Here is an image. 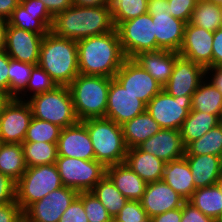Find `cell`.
I'll return each mask as SVG.
<instances>
[{
    "instance_id": "9f6ffc18",
    "label": "cell",
    "mask_w": 222,
    "mask_h": 222,
    "mask_svg": "<svg viewBox=\"0 0 222 222\" xmlns=\"http://www.w3.org/2000/svg\"><path fill=\"white\" fill-rule=\"evenodd\" d=\"M155 12H166L170 14L168 10V0H148L147 13L152 16Z\"/></svg>"
},
{
    "instance_id": "5b68a950",
    "label": "cell",
    "mask_w": 222,
    "mask_h": 222,
    "mask_svg": "<svg viewBox=\"0 0 222 222\" xmlns=\"http://www.w3.org/2000/svg\"><path fill=\"white\" fill-rule=\"evenodd\" d=\"M89 133L95 160L105 167L123 163L128 151L122 126L106 117L82 121Z\"/></svg>"
},
{
    "instance_id": "7a4b0ae2",
    "label": "cell",
    "mask_w": 222,
    "mask_h": 222,
    "mask_svg": "<svg viewBox=\"0 0 222 222\" xmlns=\"http://www.w3.org/2000/svg\"><path fill=\"white\" fill-rule=\"evenodd\" d=\"M115 29L108 5L83 7L73 5L53 18L51 30L56 36L78 41L109 33Z\"/></svg>"
},
{
    "instance_id": "cb8c5ba5",
    "label": "cell",
    "mask_w": 222,
    "mask_h": 222,
    "mask_svg": "<svg viewBox=\"0 0 222 222\" xmlns=\"http://www.w3.org/2000/svg\"><path fill=\"white\" fill-rule=\"evenodd\" d=\"M190 167L195 188L215 185L222 173V157L215 155H184Z\"/></svg>"
},
{
    "instance_id": "11a10c76",
    "label": "cell",
    "mask_w": 222,
    "mask_h": 222,
    "mask_svg": "<svg viewBox=\"0 0 222 222\" xmlns=\"http://www.w3.org/2000/svg\"><path fill=\"white\" fill-rule=\"evenodd\" d=\"M20 0H0V18L8 20Z\"/></svg>"
},
{
    "instance_id": "681fc988",
    "label": "cell",
    "mask_w": 222,
    "mask_h": 222,
    "mask_svg": "<svg viewBox=\"0 0 222 222\" xmlns=\"http://www.w3.org/2000/svg\"><path fill=\"white\" fill-rule=\"evenodd\" d=\"M222 66V27L213 32L212 67Z\"/></svg>"
},
{
    "instance_id": "3957f363",
    "label": "cell",
    "mask_w": 222,
    "mask_h": 222,
    "mask_svg": "<svg viewBox=\"0 0 222 222\" xmlns=\"http://www.w3.org/2000/svg\"><path fill=\"white\" fill-rule=\"evenodd\" d=\"M38 65L58 86H68L79 75L77 42L49 31L40 45Z\"/></svg>"
},
{
    "instance_id": "03108f58",
    "label": "cell",
    "mask_w": 222,
    "mask_h": 222,
    "mask_svg": "<svg viewBox=\"0 0 222 222\" xmlns=\"http://www.w3.org/2000/svg\"><path fill=\"white\" fill-rule=\"evenodd\" d=\"M2 144H3V142H2V139H1V136H0V147H1Z\"/></svg>"
},
{
    "instance_id": "6f0895ef",
    "label": "cell",
    "mask_w": 222,
    "mask_h": 222,
    "mask_svg": "<svg viewBox=\"0 0 222 222\" xmlns=\"http://www.w3.org/2000/svg\"><path fill=\"white\" fill-rule=\"evenodd\" d=\"M108 1L109 0H73V4L83 7H96L108 5Z\"/></svg>"
},
{
    "instance_id": "816d5d0a",
    "label": "cell",
    "mask_w": 222,
    "mask_h": 222,
    "mask_svg": "<svg viewBox=\"0 0 222 222\" xmlns=\"http://www.w3.org/2000/svg\"><path fill=\"white\" fill-rule=\"evenodd\" d=\"M182 207L169 210L150 218V222H181Z\"/></svg>"
},
{
    "instance_id": "be15d7a7",
    "label": "cell",
    "mask_w": 222,
    "mask_h": 222,
    "mask_svg": "<svg viewBox=\"0 0 222 222\" xmlns=\"http://www.w3.org/2000/svg\"><path fill=\"white\" fill-rule=\"evenodd\" d=\"M219 120H220V123L222 124V110H221V113H220V116H219Z\"/></svg>"
},
{
    "instance_id": "8fae6325",
    "label": "cell",
    "mask_w": 222,
    "mask_h": 222,
    "mask_svg": "<svg viewBox=\"0 0 222 222\" xmlns=\"http://www.w3.org/2000/svg\"><path fill=\"white\" fill-rule=\"evenodd\" d=\"M77 196L76 190L62 186L31 204L23 212L24 222H58Z\"/></svg>"
},
{
    "instance_id": "836d02e7",
    "label": "cell",
    "mask_w": 222,
    "mask_h": 222,
    "mask_svg": "<svg viewBox=\"0 0 222 222\" xmlns=\"http://www.w3.org/2000/svg\"><path fill=\"white\" fill-rule=\"evenodd\" d=\"M22 147L27 167L54 164L58 157L57 143L23 142Z\"/></svg>"
},
{
    "instance_id": "6da1fadb",
    "label": "cell",
    "mask_w": 222,
    "mask_h": 222,
    "mask_svg": "<svg viewBox=\"0 0 222 222\" xmlns=\"http://www.w3.org/2000/svg\"><path fill=\"white\" fill-rule=\"evenodd\" d=\"M76 42L79 74L114 78L126 60L116 28Z\"/></svg>"
},
{
    "instance_id": "db71d44e",
    "label": "cell",
    "mask_w": 222,
    "mask_h": 222,
    "mask_svg": "<svg viewBox=\"0 0 222 222\" xmlns=\"http://www.w3.org/2000/svg\"><path fill=\"white\" fill-rule=\"evenodd\" d=\"M20 4L31 14H50L41 0H20Z\"/></svg>"
},
{
    "instance_id": "ac0fdd59",
    "label": "cell",
    "mask_w": 222,
    "mask_h": 222,
    "mask_svg": "<svg viewBox=\"0 0 222 222\" xmlns=\"http://www.w3.org/2000/svg\"><path fill=\"white\" fill-rule=\"evenodd\" d=\"M212 44L213 32L188 22L178 53L205 68L212 67Z\"/></svg>"
},
{
    "instance_id": "f5cc1de1",
    "label": "cell",
    "mask_w": 222,
    "mask_h": 222,
    "mask_svg": "<svg viewBox=\"0 0 222 222\" xmlns=\"http://www.w3.org/2000/svg\"><path fill=\"white\" fill-rule=\"evenodd\" d=\"M206 79L222 93V66L207 67Z\"/></svg>"
},
{
    "instance_id": "484cf974",
    "label": "cell",
    "mask_w": 222,
    "mask_h": 222,
    "mask_svg": "<svg viewBox=\"0 0 222 222\" xmlns=\"http://www.w3.org/2000/svg\"><path fill=\"white\" fill-rule=\"evenodd\" d=\"M161 180L186 201L191 198L196 190L192 173L185 157L166 163Z\"/></svg>"
},
{
    "instance_id": "52a82bcc",
    "label": "cell",
    "mask_w": 222,
    "mask_h": 222,
    "mask_svg": "<svg viewBox=\"0 0 222 222\" xmlns=\"http://www.w3.org/2000/svg\"><path fill=\"white\" fill-rule=\"evenodd\" d=\"M56 164L27 167L16 182V203L24 212L31 204L62 187Z\"/></svg>"
},
{
    "instance_id": "ee69618b",
    "label": "cell",
    "mask_w": 222,
    "mask_h": 222,
    "mask_svg": "<svg viewBox=\"0 0 222 222\" xmlns=\"http://www.w3.org/2000/svg\"><path fill=\"white\" fill-rule=\"evenodd\" d=\"M58 222H89L83 208V201L77 196Z\"/></svg>"
},
{
    "instance_id": "9a60e30c",
    "label": "cell",
    "mask_w": 222,
    "mask_h": 222,
    "mask_svg": "<svg viewBox=\"0 0 222 222\" xmlns=\"http://www.w3.org/2000/svg\"><path fill=\"white\" fill-rule=\"evenodd\" d=\"M146 104L112 78L108 92V102L105 117L118 125L133 119L146 111Z\"/></svg>"
},
{
    "instance_id": "91938a15",
    "label": "cell",
    "mask_w": 222,
    "mask_h": 222,
    "mask_svg": "<svg viewBox=\"0 0 222 222\" xmlns=\"http://www.w3.org/2000/svg\"><path fill=\"white\" fill-rule=\"evenodd\" d=\"M10 99L11 97L8 94L0 91V114L3 111L4 106L9 102Z\"/></svg>"
},
{
    "instance_id": "e575fe53",
    "label": "cell",
    "mask_w": 222,
    "mask_h": 222,
    "mask_svg": "<svg viewBox=\"0 0 222 222\" xmlns=\"http://www.w3.org/2000/svg\"><path fill=\"white\" fill-rule=\"evenodd\" d=\"M185 155H215L222 157V124L185 147Z\"/></svg>"
},
{
    "instance_id": "9c48e42d",
    "label": "cell",
    "mask_w": 222,
    "mask_h": 222,
    "mask_svg": "<svg viewBox=\"0 0 222 222\" xmlns=\"http://www.w3.org/2000/svg\"><path fill=\"white\" fill-rule=\"evenodd\" d=\"M116 29L126 58H134L142 52L161 50L157 46L152 16L148 13L121 22Z\"/></svg>"
},
{
    "instance_id": "30bf717a",
    "label": "cell",
    "mask_w": 222,
    "mask_h": 222,
    "mask_svg": "<svg viewBox=\"0 0 222 222\" xmlns=\"http://www.w3.org/2000/svg\"><path fill=\"white\" fill-rule=\"evenodd\" d=\"M192 95L173 97L162 89L146 106V111L162 129L180 130L191 111Z\"/></svg>"
},
{
    "instance_id": "5bb4252c",
    "label": "cell",
    "mask_w": 222,
    "mask_h": 222,
    "mask_svg": "<svg viewBox=\"0 0 222 222\" xmlns=\"http://www.w3.org/2000/svg\"><path fill=\"white\" fill-rule=\"evenodd\" d=\"M205 78V67L179 55L163 89L173 97L193 95Z\"/></svg>"
},
{
    "instance_id": "74e56055",
    "label": "cell",
    "mask_w": 222,
    "mask_h": 222,
    "mask_svg": "<svg viewBox=\"0 0 222 222\" xmlns=\"http://www.w3.org/2000/svg\"><path fill=\"white\" fill-rule=\"evenodd\" d=\"M58 85L50 75L39 65L32 68L30 78L25 89L16 97V99L27 101L34 95L55 89Z\"/></svg>"
},
{
    "instance_id": "e0dca14e",
    "label": "cell",
    "mask_w": 222,
    "mask_h": 222,
    "mask_svg": "<svg viewBox=\"0 0 222 222\" xmlns=\"http://www.w3.org/2000/svg\"><path fill=\"white\" fill-rule=\"evenodd\" d=\"M58 157L94 160L95 152L85 124H76L61 129L57 141Z\"/></svg>"
},
{
    "instance_id": "f907efd6",
    "label": "cell",
    "mask_w": 222,
    "mask_h": 222,
    "mask_svg": "<svg viewBox=\"0 0 222 222\" xmlns=\"http://www.w3.org/2000/svg\"><path fill=\"white\" fill-rule=\"evenodd\" d=\"M49 13L55 17L57 14L63 12L67 8L73 6V0H41Z\"/></svg>"
},
{
    "instance_id": "f546056e",
    "label": "cell",
    "mask_w": 222,
    "mask_h": 222,
    "mask_svg": "<svg viewBox=\"0 0 222 222\" xmlns=\"http://www.w3.org/2000/svg\"><path fill=\"white\" fill-rule=\"evenodd\" d=\"M53 18L51 14H31L19 4L8 19V24L40 35H46L51 30Z\"/></svg>"
},
{
    "instance_id": "bcb514c9",
    "label": "cell",
    "mask_w": 222,
    "mask_h": 222,
    "mask_svg": "<svg viewBox=\"0 0 222 222\" xmlns=\"http://www.w3.org/2000/svg\"><path fill=\"white\" fill-rule=\"evenodd\" d=\"M0 222H24L21 207L16 202L0 205Z\"/></svg>"
},
{
    "instance_id": "ab89813d",
    "label": "cell",
    "mask_w": 222,
    "mask_h": 222,
    "mask_svg": "<svg viewBox=\"0 0 222 222\" xmlns=\"http://www.w3.org/2000/svg\"><path fill=\"white\" fill-rule=\"evenodd\" d=\"M35 65L13 60L9 57V96L16 98L26 87Z\"/></svg>"
},
{
    "instance_id": "d6986e66",
    "label": "cell",
    "mask_w": 222,
    "mask_h": 222,
    "mask_svg": "<svg viewBox=\"0 0 222 222\" xmlns=\"http://www.w3.org/2000/svg\"><path fill=\"white\" fill-rule=\"evenodd\" d=\"M140 202L148 217L152 218L182 207L186 200L167 183L160 180L147 183Z\"/></svg>"
},
{
    "instance_id": "8992f818",
    "label": "cell",
    "mask_w": 222,
    "mask_h": 222,
    "mask_svg": "<svg viewBox=\"0 0 222 222\" xmlns=\"http://www.w3.org/2000/svg\"><path fill=\"white\" fill-rule=\"evenodd\" d=\"M27 102L34 118L48 121L62 129L79 121L68 86H57L51 91L32 96Z\"/></svg>"
},
{
    "instance_id": "4316f807",
    "label": "cell",
    "mask_w": 222,
    "mask_h": 222,
    "mask_svg": "<svg viewBox=\"0 0 222 222\" xmlns=\"http://www.w3.org/2000/svg\"><path fill=\"white\" fill-rule=\"evenodd\" d=\"M121 126L128 149L138 147L162 129L147 111H144Z\"/></svg>"
},
{
    "instance_id": "d6a6232c",
    "label": "cell",
    "mask_w": 222,
    "mask_h": 222,
    "mask_svg": "<svg viewBox=\"0 0 222 222\" xmlns=\"http://www.w3.org/2000/svg\"><path fill=\"white\" fill-rule=\"evenodd\" d=\"M91 192L100 200L113 219L128 201L107 175L95 185Z\"/></svg>"
},
{
    "instance_id": "ba28073f",
    "label": "cell",
    "mask_w": 222,
    "mask_h": 222,
    "mask_svg": "<svg viewBox=\"0 0 222 222\" xmlns=\"http://www.w3.org/2000/svg\"><path fill=\"white\" fill-rule=\"evenodd\" d=\"M63 186L79 192L91 191L106 175V167L99 161L57 157L55 162Z\"/></svg>"
},
{
    "instance_id": "ffe728a7",
    "label": "cell",
    "mask_w": 222,
    "mask_h": 222,
    "mask_svg": "<svg viewBox=\"0 0 222 222\" xmlns=\"http://www.w3.org/2000/svg\"><path fill=\"white\" fill-rule=\"evenodd\" d=\"M138 148L154 155L165 163L180 159L185 155L180 130L161 129L155 135L141 143Z\"/></svg>"
},
{
    "instance_id": "e7e4bbea",
    "label": "cell",
    "mask_w": 222,
    "mask_h": 222,
    "mask_svg": "<svg viewBox=\"0 0 222 222\" xmlns=\"http://www.w3.org/2000/svg\"><path fill=\"white\" fill-rule=\"evenodd\" d=\"M220 11H221V20H222V6H220Z\"/></svg>"
},
{
    "instance_id": "b9f144b4",
    "label": "cell",
    "mask_w": 222,
    "mask_h": 222,
    "mask_svg": "<svg viewBox=\"0 0 222 222\" xmlns=\"http://www.w3.org/2000/svg\"><path fill=\"white\" fill-rule=\"evenodd\" d=\"M118 222H150L140 201L128 200L114 218Z\"/></svg>"
},
{
    "instance_id": "603a6c76",
    "label": "cell",
    "mask_w": 222,
    "mask_h": 222,
    "mask_svg": "<svg viewBox=\"0 0 222 222\" xmlns=\"http://www.w3.org/2000/svg\"><path fill=\"white\" fill-rule=\"evenodd\" d=\"M106 175L128 200L140 201L147 183L124 162L106 167Z\"/></svg>"
},
{
    "instance_id": "680465c9",
    "label": "cell",
    "mask_w": 222,
    "mask_h": 222,
    "mask_svg": "<svg viewBox=\"0 0 222 222\" xmlns=\"http://www.w3.org/2000/svg\"><path fill=\"white\" fill-rule=\"evenodd\" d=\"M8 20L0 18V50H5Z\"/></svg>"
},
{
    "instance_id": "44dd1931",
    "label": "cell",
    "mask_w": 222,
    "mask_h": 222,
    "mask_svg": "<svg viewBox=\"0 0 222 222\" xmlns=\"http://www.w3.org/2000/svg\"><path fill=\"white\" fill-rule=\"evenodd\" d=\"M152 20L157 46L161 50L178 52L183 42L187 23L166 12H155Z\"/></svg>"
},
{
    "instance_id": "1f68e13d",
    "label": "cell",
    "mask_w": 222,
    "mask_h": 222,
    "mask_svg": "<svg viewBox=\"0 0 222 222\" xmlns=\"http://www.w3.org/2000/svg\"><path fill=\"white\" fill-rule=\"evenodd\" d=\"M26 169L22 144L3 143L0 147V172L17 182Z\"/></svg>"
},
{
    "instance_id": "94428289",
    "label": "cell",
    "mask_w": 222,
    "mask_h": 222,
    "mask_svg": "<svg viewBox=\"0 0 222 222\" xmlns=\"http://www.w3.org/2000/svg\"><path fill=\"white\" fill-rule=\"evenodd\" d=\"M216 186L219 188L221 194H222V173L219 176L218 180L216 181Z\"/></svg>"
},
{
    "instance_id": "4dcf8cb0",
    "label": "cell",
    "mask_w": 222,
    "mask_h": 222,
    "mask_svg": "<svg viewBox=\"0 0 222 222\" xmlns=\"http://www.w3.org/2000/svg\"><path fill=\"white\" fill-rule=\"evenodd\" d=\"M191 110L220 115L222 93L205 78L192 95Z\"/></svg>"
},
{
    "instance_id": "7402d4cb",
    "label": "cell",
    "mask_w": 222,
    "mask_h": 222,
    "mask_svg": "<svg viewBox=\"0 0 222 222\" xmlns=\"http://www.w3.org/2000/svg\"><path fill=\"white\" fill-rule=\"evenodd\" d=\"M178 56V52L157 50L139 53L133 59L164 87L170 79Z\"/></svg>"
},
{
    "instance_id": "f1b7e54d",
    "label": "cell",
    "mask_w": 222,
    "mask_h": 222,
    "mask_svg": "<svg viewBox=\"0 0 222 222\" xmlns=\"http://www.w3.org/2000/svg\"><path fill=\"white\" fill-rule=\"evenodd\" d=\"M188 202L216 222H222V194L216 184L196 189Z\"/></svg>"
},
{
    "instance_id": "d4e9b609",
    "label": "cell",
    "mask_w": 222,
    "mask_h": 222,
    "mask_svg": "<svg viewBox=\"0 0 222 222\" xmlns=\"http://www.w3.org/2000/svg\"><path fill=\"white\" fill-rule=\"evenodd\" d=\"M124 163L146 183L160 181L166 164L138 147L128 149Z\"/></svg>"
},
{
    "instance_id": "83f0119b",
    "label": "cell",
    "mask_w": 222,
    "mask_h": 222,
    "mask_svg": "<svg viewBox=\"0 0 222 222\" xmlns=\"http://www.w3.org/2000/svg\"><path fill=\"white\" fill-rule=\"evenodd\" d=\"M219 116L191 110L180 129L184 147L220 124Z\"/></svg>"
},
{
    "instance_id": "f35d334b",
    "label": "cell",
    "mask_w": 222,
    "mask_h": 222,
    "mask_svg": "<svg viewBox=\"0 0 222 222\" xmlns=\"http://www.w3.org/2000/svg\"><path fill=\"white\" fill-rule=\"evenodd\" d=\"M61 129L58 125L32 117L24 142L57 143Z\"/></svg>"
},
{
    "instance_id": "7bdbcfd3",
    "label": "cell",
    "mask_w": 222,
    "mask_h": 222,
    "mask_svg": "<svg viewBox=\"0 0 222 222\" xmlns=\"http://www.w3.org/2000/svg\"><path fill=\"white\" fill-rule=\"evenodd\" d=\"M197 0H168L170 15L186 23L190 22Z\"/></svg>"
},
{
    "instance_id": "7dc6e473",
    "label": "cell",
    "mask_w": 222,
    "mask_h": 222,
    "mask_svg": "<svg viewBox=\"0 0 222 222\" xmlns=\"http://www.w3.org/2000/svg\"><path fill=\"white\" fill-rule=\"evenodd\" d=\"M181 222H216L213 218L206 216L191 203L186 201L182 206Z\"/></svg>"
},
{
    "instance_id": "7c38bea8",
    "label": "cell",
    "mask_w": 222,
    "mask_h": 222,
    "mask_svg": "<svg viewBox=\"0 0 222 222\" xmlns=\"http://www.w3.org/2000/svg\"><path fill=\"white\" fill-rule=\"evenodd\" d=\"M114 78L126 91L136 96L146 105L163 89L133 58H126Z\"/></svg>"
},
{
    "instance_id": "c3c4849f",
    "label": "cell",
    "mask_w": 222,
    "mask_h": 222,
    "mask_svg": "<svg viewBox=\"0 0 222 222\" xmlns=\"http://www.w3.org/2000/svg\"><path fill=\"white\" fill-rule=\"evenodd\" d=\"M9 56L0 50V91L9 95Z\"/></svg>"
},
{
    "instance_id": "8d00e7d4",
    "label": "cell",
    "mask_w": 222,
    "mask_h": 222,
    "mask_svg": "<svg viewBox=\"0 0 222 222\" xmlns=\"http://www.w3.org/2000/svg\"><path fill=\"white\" fill-rule=\"evenodd\" d=\"M108 6L116 28L121 22L146 14L148 0H109Z\"/></svg>"
},
{
    "instance_id": "277c9868",
    "label": "cell",
    "mask_w": 222,
    "mask_h": 222,
    "mask_svg": "<svg viewBox=\"0 0 222 222\" xmlns=\"http://www.w3.org/2000/svg\"><path fill=\"white\" fill-rule=\"evenodd\" d=\"M112 78L79 74L69 85L79 121L105 117Z\"/></svg>"
},
{
    "instance_id": "2e32d148",
    "label": "cell",
    "mask_w": 222,
    "mask_h": 222,
    "mask_svg": "<svg viewBox=\"0 0 222 222\" xmlns=\"http://www.w3.org/2000/svg\"><path fill=\"white\" fill-rule=\"evenodd\" d=\"M43 37L8 24L5 52L13 60L38 65Z\"/></svg>"
},
{
    "instance_id": "6125c7cd",
    "label": "cell",
    "mask_w": 222,
    "mask_h": 222,
    "mask_svg": "<svg viewBox=\"0 0 222 222\" xmlns=\"http://www.w3.org/2000/svg\"><path fill=\"white\" fill-rule=\"evenodd\" d=\"M212 3H215L216 5L222 6V0H208Z\"/></svg>"
},
{
    "instance_id": "d590c367",
    "label": "cell",
    "mask_w": 222,
    "mask_h": 222,
    "mask_svg": "<svg viewBox=\"0 0 222 222\" xmlns=\"http://www.w3.org/2000/svg\"><path fill=\"white\" fill-rule=\"evenodd\" d=\"M190 23L205 30L215 32L222 27L220 6L208 0L197 1Z\"/></svg>"
},
{
    "instance_id": "4fadbf2b",
    "label": "cell",
    "mask_w": 222,
    "mask_h": 222,
    "mask_svg": "<svg viewBox=\"0 0 222 222\" xmlns=\"http://www.w3.org/2000/svg\"><path fill=\"white\" fill-rule=\"evenodd\" d=\"M27 101L11 98L0 114V136L3 143L22 144L32 119Z\"/></svg>"
},
{
    "instance_id": "60d3db41",
    "label": "cell",
    "mask_w": 222,
    "mask_h": 222,
    "mask_svg": "<svg viewBox=\"0 0 222 222\" xmlns=\"http://www.w3.org/2000/svg\"><path fill=\"white\" fill-rule=\"evenodd\" d=\"M78 197L83 201V208L89 222H111L112 217L100 200L91 192H79Z\"/></svg>"
},
{
    "instance_id": "f6af8a7d",
    "label": "cell",
    "mask_w": 222,
    "mask_h": 222,
    "mask_svg": "<svg viewBox=\"0 0 222 222\" xmlns=\"http://www.w3.org/2000/svg\"><path fill=\"white\" fill-rule=\"evenodd\" d=\"M16 202V182L0 172V205Z\"/></svg>"
}]
</instances>
